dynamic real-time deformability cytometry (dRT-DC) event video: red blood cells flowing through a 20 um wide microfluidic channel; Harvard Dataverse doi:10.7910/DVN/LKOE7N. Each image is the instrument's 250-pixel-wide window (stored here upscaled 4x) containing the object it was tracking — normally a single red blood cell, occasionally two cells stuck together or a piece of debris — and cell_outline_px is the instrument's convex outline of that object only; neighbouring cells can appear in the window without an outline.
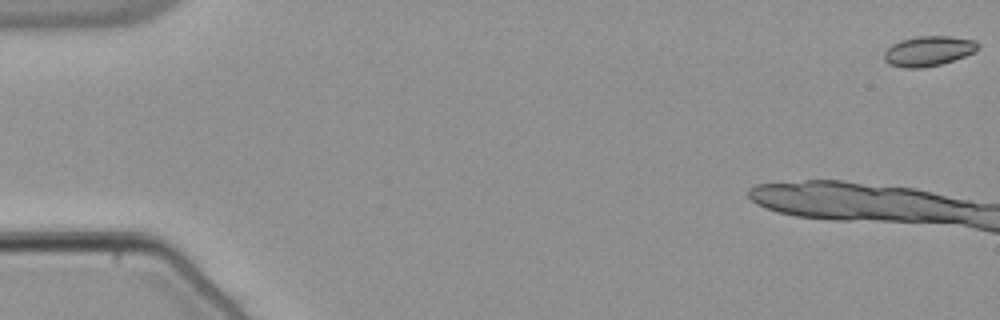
{"species": "common noctule bat (a hibernating species)", "species_latin": "Nyctalus noctula", "temperature_condition": "warm", "stored_images_in_passage": 12, "camera_frame_rate_fps": 3000, "um_per_image_px": 0.085, "animal": {"sex": "male", "body_mass_g": 21.5, "forearm_length_mm": 52.0}, "frame": {"image": 1, "passage_image": 1, "time_ms": 0.0, "image_size_px": [1000, 320], "cell_outline_px": [[980, 48], [976, 52], [940, 64], [920, 68], [904, 68], [888, 64], [884, 60], [884, 52], [892, 44], [900, 40], [916, 36], [952, 36], [976, 40], [980, 44]], "centroid_in_image_um": [78.94, 4.32], "position_along_channel_um": 6.1, "area_um2": 16.59}}